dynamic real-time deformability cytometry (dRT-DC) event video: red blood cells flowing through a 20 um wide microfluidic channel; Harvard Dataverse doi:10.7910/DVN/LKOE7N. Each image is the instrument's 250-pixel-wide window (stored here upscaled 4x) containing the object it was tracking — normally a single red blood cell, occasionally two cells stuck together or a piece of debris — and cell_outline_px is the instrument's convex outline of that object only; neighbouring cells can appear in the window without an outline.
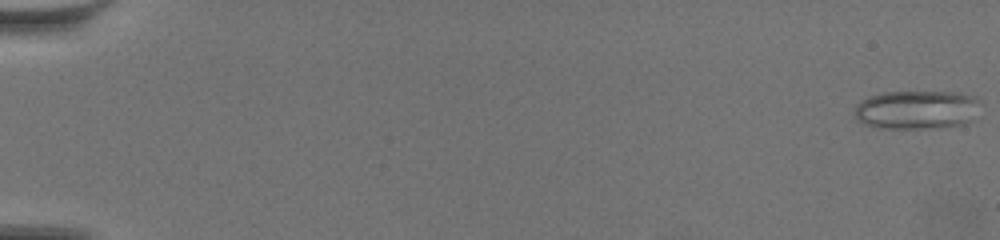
{"species": "common noctule bat (a hibernating species)", "species_latin": "Nyctalus noctula", "temperature_condition": "warm", "stored_images_in_passage": 61, "camera_frame_rate_fps": 3000, "um_per_image_px": 0.085, "animal": {"sex": "female", "body_mass_g": 19.5, "forearm_length_mm": 54.1}, "frame": {"image": 1, "passage_image": 1, "time_ms": 0.0, "image_size_px": [1000, 240], "cell_outline_px": [[984, 104], [976, 120], [964, 124], [936, 128], [880, 128], [864, 124], [856, 120], [856, 104], [860, 100], [868, 96], [884, 92], [960, 92], [976, 96]], "centroid_in_image_um": [78.04, 9.32], "position_along_channel_um": 7.0, "area_um2": 29.3}}
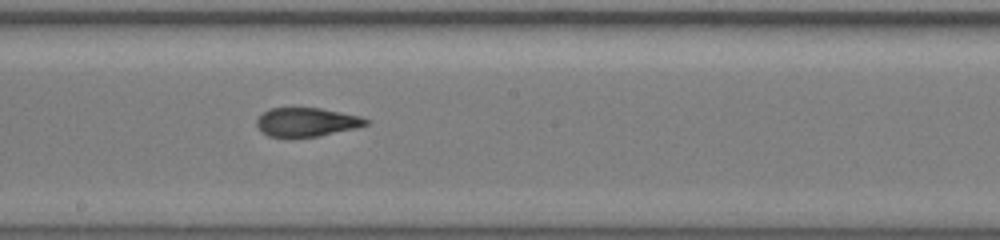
{"frame": {"image": 2, "passage_image": 36, "time_ms": 11.667, "image_size_px": [1000, 240], "cell_outline_px": [[372, 120], [368, 124], [356, 128], [316, 136], [268, 136], [256, 124], [256, 120], [264, 112], [272, 108], [320, 108], [360, 116]], "centroid_in_image_um": [26.11, 10.36], "position_along_channel_um": 222.1, "area_um2": 17.92}}
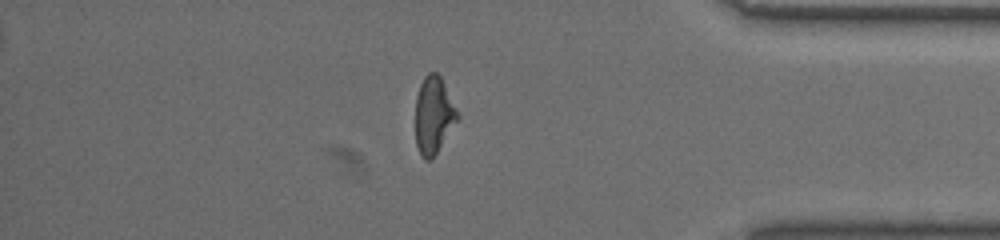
{"frame": {"image": 3, "passage_image": 53, "time_ms": 17.333, "image_size_px": [1000, 240], "cell_outline_px": [[460, 116], [432, 160], [424, 160], [416, 144], [416, 96], [420, 84], [424, 76], [428, 72], [436, 72], [440, 76]], "centroid_in_image_um": [36.85, 9.79], "position_along_channel_um": 398.3, "area_um2": 18.73}, "authors_computed_cell_mechanics": {"area_um2": 19.5942, "velocity_mm_per_s": 3.5135, "shape_relaxation_time_tau1_ms": null, "shape_relaxation_time_tau2_ms": 2.1414, "deformation_change_tau1": null, "deformation_change_tau2": 0.0997}}